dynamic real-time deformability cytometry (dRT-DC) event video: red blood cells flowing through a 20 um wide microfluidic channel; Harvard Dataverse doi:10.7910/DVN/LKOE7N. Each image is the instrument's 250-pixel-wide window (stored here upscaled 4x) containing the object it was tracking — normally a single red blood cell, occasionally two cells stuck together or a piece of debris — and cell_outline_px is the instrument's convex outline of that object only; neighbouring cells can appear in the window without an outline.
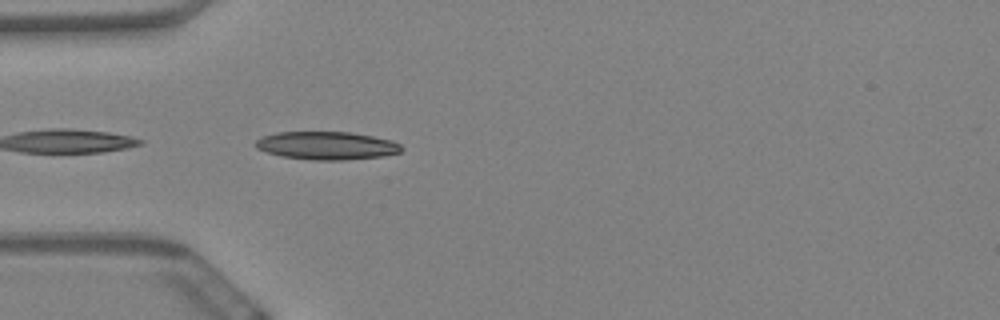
{"species": "Egyptian fruit bat (a non-hibernating species)", "species_latin": "Rousettus aegyptiacus", "temperature_condition": "warm", "stored_images_in_passage": 7, "camera_frame_rate_fps": 3000, "um_per_image_px": 0.085, "animal": {"sex": "female"}, "frame": {"image": 1, "passage_image": 1, "time_ms": 0.0, "image_size_px": [1000, 320], "cell_outline_px": [[404, 148], [400, 152], [384, 156], [344, 160], [312, 160], [280, 156], [256, 148], [256, 140], [264, 136], [276, 132], [348, 132], [372, 136], [392, 140], [400, 144]], "centroid_in_image_um": [27.8, 12.38], "position_along_channel_um": 57.2, "area_um2": 23.81}}
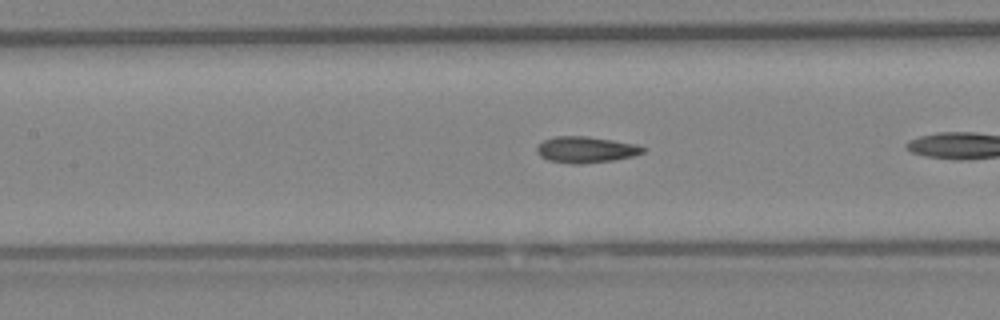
{"frame": {"image": 2, "passage_image": 5, "time_ms": 1.333, "image_size_px": [1000, 320], "cell_outline_px": [[644, 152], [632, 156], [612, 160], [584, 164], [572, 164], [548, 160], [540, 156], [536, 152], [536, 148], [544, 140], [556, 136], [588, 136], [636, 144], [644, 148]], "centroid_in_image_um": [49.77, 12.72], "position_along_channel_um": 157.6, "area_um2": 16.13}}